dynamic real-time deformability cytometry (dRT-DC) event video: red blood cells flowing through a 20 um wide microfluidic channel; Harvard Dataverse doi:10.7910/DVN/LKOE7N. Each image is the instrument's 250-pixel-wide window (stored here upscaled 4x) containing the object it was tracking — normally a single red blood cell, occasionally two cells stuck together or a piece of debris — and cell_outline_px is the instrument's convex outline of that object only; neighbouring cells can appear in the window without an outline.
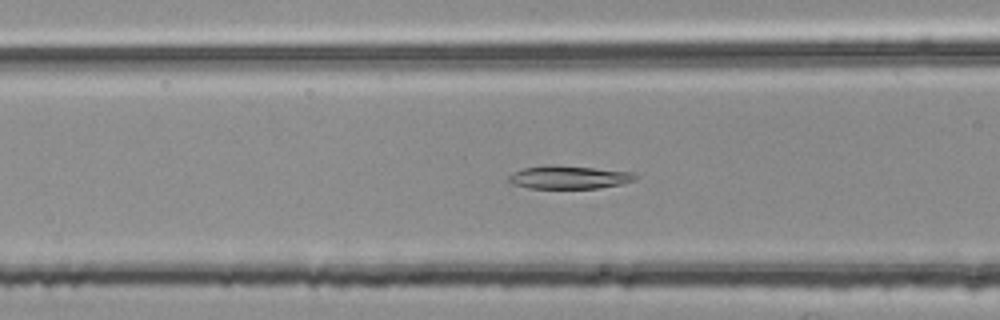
{"species": "common noctule bat (a hibernating species)", "species_latin": "Nyctalus noctula", "temperature_condition": "room temperature", "stored_images_in_passage": 53, "camera_frame_rate_fps": 3000, "um_per_image_px": 0.085, "animal": {"sex": "female", "body_mass_g": 25.1}, "frame": {"image": 1, "passage_image": 21, "time_ms": 6.667, "image_size_px": [1000, 320], "cell_outline_px": [[640, 176], [636, 180], [620, 184], [596, 188], [528, 188], [512, 184], [508, 180], [508, 176], [512, 172], [524, 168], [548, 164], [552, 164], [632, 172]], "centroid_in_image_um": [48.34, 15.06], "position_along_channel_um": 118.3, "area_um2": 17.11}}
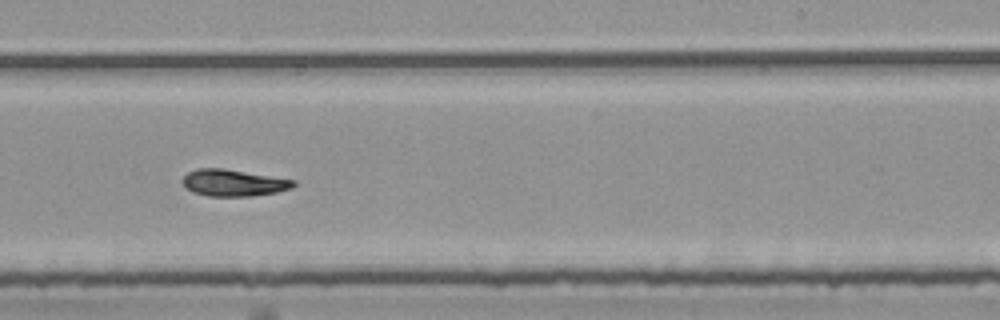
{"frame": {"image": 2, "passage_image": 33, "time_ms": 10.667, "image_size_px": [1000, 320], "cell_outline_px": [[296, 184], [292, 188], [276, 192], [252, 196], [208, 196], [192, 192], [184, 184], [184, 176], [188, 172], [196, 168], [224, 168], [296, 180]], "centroid_in_image_um": [19.87, 15.53], "position_along_channel_um": 269.1, "area_um2": 17.22}}
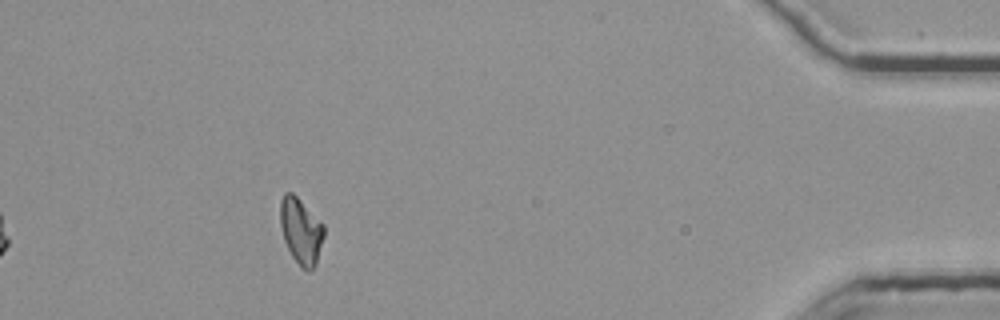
{"frame": {"image": 3, "passage_image": 49, "time_ms": 16.0, "image_size_px": [1000, 320], "cell_outline_px": [[324, 236], [316, 264], [308, 272], [300, 268], [292, 256], [284, 240], [280, 224], [280, 200], [284, 192], [292, 192], [324, 224]], "centroid_in_image_um": [25.57, 19.64], "position_along_channel_um": 409.6, "area_um2": 16.88}, "authors_computed_cell_mechanics": {"area_um2": 17.1666, "velocity_mm_per_s": 3.7752, "shape_relaxation_time_tau1_ms": 6.0688, "shape_relaxation_time_tau2_ms": 3.0742, "deformation_change_tau1": 0.1559, "deformation_change_tau2": 0.0757}}